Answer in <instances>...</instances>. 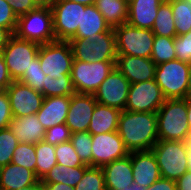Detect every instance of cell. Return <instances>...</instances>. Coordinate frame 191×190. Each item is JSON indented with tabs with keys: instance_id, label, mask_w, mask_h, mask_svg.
I'll return each mask as SVG.
<instances>
[{
	"instance_id": "2",
	"label": "cell",
	"mask_w": 191,
	"mask_h": 190,
	"mask_svg": "<svg viewBox=\"0 0 191 190\" xmlns=\"http://www.w3.org/2000/svg\"><path fill=\"white\" fill-rule=\"evenodd\" d=\"M156 114L158 140H188L187 98L166 99Z\"/></svg>"
},
{
	"instance_id": "10",
	"label": "cell",
	"mask_w": 191,
	"mask_h": 190,
	"mask_svg": "<svg viewBox=\"0 0 191 190\" xmlns=\"http://www.w3.org/2000/svg\"><path fill=\"white\" fill-rule=\"evenodd\" d=\"M49 5L56 41H69L81 28L82 11L86 6L69 0H51Z\"/></svg>"
},
{
	"instance_id": "40",
	"label": "cell",
	"mask_w": 191,
	"mask_h": 190,
	"mask_svg": "<svg viewBox=\"0 0 191 190\" xmlns=\"http://www.w3.org/2000/svg\"><path fill=\"white\" fill-rule=\"evenodd\" d=\"M176 59L191 64V31L174 37Z\"/></svg>"
},
{
	"instance_id": "48",
	"label": "cell",
	"mask_w": 191,
	"mask_h": 190,
	"mask_svg": "<svg viewBox=\"0 0 191 190\" xmlns=\"http://www.w3.org/2000/svg\"><path fill=\"white\" fill-rule=\"evenodd\" d=\"M48 190H75L74 187L64 183H45Z\"/></svg>"
},
{
	"instance_id": "24",
	"label": "cell",
	"mask_w": 191,
	"mask_h": 190,
	"mask_svg": "<svg viewBox=\"0 0 191 190\" xmlns=\"http://www.w3.org/2000/svg\"><path fill=\"white\" fill-rule=\"evenodd\" d=\"M112 27L105 21L103 15L97 10L95 5H88L82 11L81 28L77 29L72 38H82L93 41L97 34L110 31Z\"/></svg>"
},
{
	"instance_id": "57",
	"label": "cell",
	"mask_w": 191,
	"mask_h": 190,
	"mask_svg": "<svg viewBox=\"0 0 191 190\" xmlns=\"http://www.w3.org/2000/svg\"><path fill=\"white\" fill-rule=\"evenodd\" d=\"M42 3H49L51 0H40Z\"/></svg>"
},
{
	"instance_id": "23",
	"label": "cell",
	"mask_w": 191,
	"mask_h": 190,
	"mask_svg": "<svg viewBox=\"0 0 191 190\" xmlns=\"http://www.w3.org/2000/svg\"><path fill=\"white\" fill-rule=\"evenodd\" d=\"M38 180L32 170L14 163L0 168V190H17L34 185Z\"/></svg>"
},
{
	"instance_id": "51",
	"label": "cell",
	"mask_w": 191,
	"mask_h": 190,
	"mask_svg": "<svg viewBox=\"0 0 191 190\" xmlns=\"http://www.w3.org/2000/svg\"><path fill=\"white\" fill-rule=\"evenodd\" d=\"M75 3L83 4L85 6L94 5L96 0H69Z\"/></svg>"
},
{
	"instance_id": "41",
	"label": "cell",
	"mask_w": 191,
	"mask_h": 190,
	"mask_svg": "<svg viewBox=\"0 0 191 190\" xmlns=\"http://www.w3.org/2000/svg\"><path fill=\"white\" fill-rule=\"evenodd\" d=\"M17 20L18 17L13 12L10 3L0 0V27L8 29L14 35Z\"/></svg>"
},
{
	"instance_id": "29",
	"label": "cell",
	"mask_w": 191,
	"mask_h": 190,
	"mask_svg": "<svg viewBox=\"0 0 191 190\" xmlns=\"http://www.w3.org/2000/svg\"><path fill=\"white\" fill-rule=\"evenodd\" d=\"M154 35L162 37H176L175 21L173 19V12L171 4L165 0L159 7L157 17L152 28Z\"/></svg>"
},
{
	"instance_id": "30",
	"label": "cell",
	"mask_w": 191,
	"mask_h": 190,
	"mask_svg": "<svg viewBox=\"0 0 191 190\" xmlns=\"http://www.w3.org/2000/svg\"><path fill=\"white\" fill-rule=\"evenodd\" d=\"M171 4L175 21L176 36L191 31V2L184 0H167Z\"/></svg>"
},
{
	"instance_id": "9",
	"label": "cell",
	"mask_w": 191,
	"mask_h": 190,
	"mask_svg": "<svg viewBox=\"0 0 191 190\" xmlns=\"http://www.w3.org/2000/svg\"><path fill=\"white\" fill-rule=\"evenodd\" d=\"M116 62H84L73 60L71 81L75 93L94 94L106 77L115 69Z\"/></svg>"
},
{
	"instance_id": "58",
	"label": "cell",
	"mask_w": 191,
	"mask_h": 190,
	"mask_svg": "<svg viewBox=\"0 0 191 190\" xmlns=\"http://www.w3.org/2000/svg\"><path fill=\"white\" fill-rule=\"evenodd\" d=\"M128 4L130 3V2H132V1H134V0H125Z\"/></svg>"
},
{
	"instance_id": "12",
	"label": "cell",
	"mask_w": 191,
	"mask_h": 190,
	"mask_svg": "<svg viewBox=\"0 0 191 190\" xmlns=\"http://www.w3.org/2000/svg\"><path fill=\"white\" fill-rule=\"evenodd\" d=\"M166 98L155 79L130 84L125 110L156 113Z\"/></svg>"
},
{
	"instance_id": "35",
	"label": "cell",
	"mask_w": 191,
	"mask_h": 190,
	"mask_svg": "<svg viewBox=\"0 0 191 190\" xmlns=\"http://www.w3.org/2000/svg\"><path fill=\"white\" fill-rule=\"evenodd\" d=\"M75 190H106L104 173L101 167H89L81 180L78 182Z\"/></svg>"
},
{
	"instance_id": "19",
	"label": "cell",
	"mask_w": 191,
	"mask_h": 190,
	"mask_svg": "<svg viewBox=\"0 0 191 190\" xmlns=\"http://www.w3.org/2000/svg\"><path fill=\"white\" fill-rule=\"evenodd\" d=\"M101 168L104 173L106 190H122L134 184L131 152L129 155L121 159H116Z\"/></svg>"
},
{
	"instance_id": "56",
	"label": "cell",
	"mask_w": 191,
	"mask_h": 190,
	"mask_svg": "<svg viewBox=\"0 0 191 190\" xmlns=\"http://www.w3.org/2000/svg\"><path fill=\"white\" fill-rule=\"evenodd\" d=\"M189 127H190V133H189V137H188V144H191V124H189Z\"/></svg>"
},
{
	"instance_id": "4",
	"label": "cell",
	"mask_w": 191,
	"mask_h": 190,
	"mask_svg": "<svg viewBox=\"0 0 191 190\" xmlns=\"http://www.w3.org/2000/svg\"><path fill=\"white\" fill-rule=\"evenodd\" d=\"M163 178L176 181L189 171L188 142L174 140H158L151 149Z\"/></svg>"
},
{
	"instance_id": "1",
	"label": "cell",
	"mask_w": 191,
	"mask_h": 190,
	"mask_svg": "<svg viewBox=\"0 0 191 190\" xmlns=\"http://www.w3.org/2000/svg\"><path fill=\"white\" fill-rule=\"evenodd\" d=\"M117 132L129 152L151 150L158 141L157 114L123 110Z\"/></svg>"
},
{
	"instance_id": "44",
	"label": "cell",
	"mask_w": 191,
	"mask_h": 190,
	"mask_svg": "<svg viewBox=\"0 0 191 190\" xmlns=\"http://www.w3.org/2000/svg\"><path fill=\"white\" fill-rule=\"evenodd\" d=\"M12 82L13 79L9 75L4 56L0 52V90H6Z\"/></svg>"
},
{
	"instance_id": "34",
	"label": "cell",
	"mask_w": 191,
	"mask_h": 190,
	"mask_svg": "<svg viewBox=\"0 0 191 190\" xmlns=\"http://www.w3.org/2000/svg\"><path fill=\"white\" fill-rule=\"evenodd\" d=\"M18 81L43 94L46 75L41 69L38 56L32 61L31 66Z\"/></svg>"
},
{
	"instance_id": "5",
	"label": "cell",
	"mask_w": 191,
	"mask_h": 190,
	"mask_svg": "<svg viewBox=\"0 0 191 190\" xmlns=\"http://www.w3.org/2000/svg\"><path fill=\"white\" fill-rule=\"evenodd\" d=\"M73 58L84 62H116V37L114 29L97 34L93 41L71 38Z\"/></svg>"
},
{
	"instance_id": "21",
	"label": "cell",
	"mask_w": 191,
	"mask_h": 190,
	"mask_svg": "<svg viewBox=\"0 0 191 190\" xmlns=\"http://www.w3.org/2000/svg\"><path fill=\"white\" fill-rule=\"evenodd\" d=\"M8 127L19 143L37 144L45 138L46 129L42 126L36 114L12 117Z\"/></svg>"
},
{
	"instance_id": "11",
	"label": "cell",
	"mask_w": 191,
	"mask_h": 190,
	"mask_svg": "<svg viewBox=\"0 0 191 190\" xmlns=\"http://www.w3.org/2000/svg\"><path fill=\"white\" fill-rule=\"evenodd\" d=\"M40 45L22 40L13 35L1 51L4 56L9 75L18 81L37 57Z\"/></svg>"
},
{
	"instance_id": "43",
	"label": "cell",
	"mask_w": 191,
	"mask_h": 190,
	"mask_svg": "<svg viewBox=\"0 0 191 190\" xmlns=\"http://www.w3.org/2000/svg\"><path fill=\"white\" fill-rule=\"evenodd\" d=\"M10 3L13 12L17 17L35 10L42 4L40 0H5Z\"/></svg>"
},
{
	"instance_id": "26",
	"label": "cell",
	"mask_w": 191,
	"mask_h": 190,
	"mask_svg": "<svg viewBox=\"0 0 191 190\" xmlns=\"http://www.w3.org/2000/svg\"><path fill=\"white\" fill-rule=\"evenodd\" d=\"M94 5L110 27L127 23L129 6L125 0H96Z\"/></svg>"
},
{
	"instance_id": "7",
	"label": "cell",
	"mask_w": 191,
	"mask_h": 190,
	"mask_svg": "<svg viewBox=\"0 0 191 190\" xmlns=\"http://www.w3.org/2000/svg\"><path fill=\"white\" fill-rule=\"evenodd\" d=\"M113 29L116 37L117 55L151 58L155 36L151 29L134 27L128 23Z\"/></svg>"
},
{
	"instance_id": "31",
	"label": "cell",
	"mask_w": 191,
	"mask_h": 190,
	"mask_svg": "<svg viewBox=\"0 0 191 190\" xmlns=\"http://www.w3.org/2000/svg\"><path fill=\"white\" fill-rule=\"evenodd\" d=\"M176 59L174 38L155 35L151 60L156 64Z\"/></svg>"
},
{
	"instance_id": "20",
	"label": "cell",
	"mask_w": 191,
	"mask_h": 190,
	"mask_svg": "<svg viewBox=\"0 0 191 190\" xmlns=\"http://www.w3.org/2000/svg\"><path fill=\"white\" fill-rule=\"evenodd\" d=\"M70 106V96H51L44 98L36 116L45 129L66 121Z\"/></svg>"
},
{
	"instance_id": "53",
	"label": "cell",
	"mask_w": 191,
	"mask_h": 190,
	"mask_svg": "<svg viewBox=\"0 0 191 190\" xmlns=\"http://www.w3.org/2000/svg\"><path fill=\"white\" fill-rule=\"evenodd\" d=\"M187 159H188L189 171H191V144H188V155H187Z\"/></svg>"
},
{
	"instance_id": "39",
	"label": "cell",
	"mask_w": 191,
	"mask_h": 190,
	"mask_svg": "<svg viewBox=\"0 0 191 190\" xmlns=\"http://www.w3.org/2000/svg\"><path fill=\"white\" fill-rule=\"evenodd\" d=\"M71 134L72 132L69 127L63 123L46 129L44 140L47 143L56 146L57 144L70 141Z\"/></svg>"
},
{
	"instance_id": "33",
	"label": "cell",
	"mask_w": 191,
	"mask_h": 190,
	"mask_svg": "<svg viewBox=\"0 0 191 190\" xmlns=\"http://www.w3.org/2000/svg\"><path fill=\"white\" fill-rule=\"evenodd\" d=\"M75 93L72 85L71 77H59L51 79L46 75V81L43 88V96L45 98L51 96H71Z\"/></svg>"
},
{
	"instance_id": "8",
	"label": "cell",
	"mask_w": 191,
	"mask_h": 190,
	"mask_svg": "<svg viewBox=\"0 0 191 190\" xmlns=\"http://www.w3.org/2000/svg\"><path fill=\"white\" fill-rule=\"evenodd\" d=\"M41 69L51 79L71 77L73 52L68 41L40 45L38 55Z\"/></svg>"
},
{
	"instance_id": "54",
	"label": "cell",
	"mask_w": 191,
	"mask_h": 190,
	"mask_svg": "<svg viewBox=\"0 0 191 190\" xmlns=\"http://www.w3.org/2000/svg\"><path fill=\"white\" fill-rule=\"evenodd\" d=\"M122 190H145L143 187L139 186L138 184H133L131 187L129 188H124Z\"/></svg>"
},
{
	"instance_id": "27",
	"label": "cell",
	"mask_w": 191,
	"mask_h": 190,
	"mask_svg": "<svg viewBox=\"0 0 191 190\" xmlns=\"http://www.w3.org/2000/svg\"><path fill=\"white\" fill-rule=\"evenodd\" d=\"M89 167L85 164L79 167H68L57 163L41 181L43 183H64L75 188Z\"/></svg>"
},
{
	"instance_id": "25",
	"label": "cell",
	"mask_w": 191,
	"mask_h": 190,
	"mask_svg": "<svg viewBox=\"0 0 191 190\" xmlns=\"http://www.w3.org/2000/svg\"><path fill=\"white\" fill-rule=\"evenodd\" d=\"M121 110L97 103L88 132L92 135L117 131Z\"/></svg>"
},
{
	"instance_id": "38",
	"label": "cell",
	"mask_w": 191,
	"mask_h": 190,
	"mask_svg": "<svg viewBox=\"0 0 191 190\" xmlns=\"http://www.w3.org/2000/svg\"><path fill=\"white\" fill-rule=\"evenodd\" d=\"M55 156L58 164L68 167L83 166V162L77 155L70 141L55 146Z\"/></svg>"
},
{
	"instance_id": "45",
	"label": "cell",
	"mask_w": 191,
	"mask_h": 190,
	"mask_svg": "<svg viewBox=\"0 0 191 190\" xmlns=\"http://www.w3.org/2000/svg\"><path fill=\"white\" fill-rule=\"evenodd\" d=\"M145 190H177L176 181L160 177Z\"/></svg>"
},
{
	"instance_id": "49",
	"label": "cell",
	"mask_w": 191,
	"mask_h": 190,
	"mask_svg": "<svg viewBox=\"0 0 191 190\" xmlns=\"http://www.w3.org/2000/svg\"><path fill=\"white\" fill-rule=\"evenodd\" d=\"M33 190H48L47 185L43 183L41 180H38L34 185H33Z\"/></svg>"
},
{
	"instance_id": "32",
	"label": "cell",
	"mask_w": 191,
	"mask_h": 190,
	"mask_svg": "<svg viewBox=\"0 0 191 190\" xmlns=\"http://www.w3.org/2000/svg\"><path fill=\"white\" fill-rule=\"evenodd\" d=\"M70 142L83 164L92 167V134L88 131L72 133Z\"/></svg>"
},
{
	"instance_id": "52",
	"label": "cell",
	"mask_w": 191,
	"mask_h": 190,
	"mask_svg": "<svg viewBox=\"0 0 191 190\" xmlns=\"http://www.w3.org/2000/svg\"><path fill=\"white\" fill-rule=\"evenodd\" d=\"M188 97H191V64L188 73Z\"/></svg>"
},
{
	"instance_id": "3",
	"label": "cell",
	"mask_w": 191,
	"mask_h": 190,
	"mask_svg": "<svg viewBox=\"0 0 191 190\" xmlns=\"http://www.w3.org/2000/svg\"><path fill=\"white\" fill-rule=\"evenodd\" d=\"M14 35L39 45L56 41L49 3H42L35 10L19 16Z\"/></svg>"
},
{
	"instance_id": "46",
	"label": "cell",
	"mask_w": 191,
	"mask_h": 190,
	"mask_svg": "<svg viewBox=\"0 0 191 190\" xmlns=\"http://www.w3.org/2000/svg\"><path fill=\"white\" fill-rule=\"evenodd\" d=\"M177 190H191V171L176 180Z\"/></svg>"
},
{
	"instance_id": "50",
	"label": "cell",
	"mask_w": 191,
	"mask_h": 190,
	"mask_svg": "<svg viewBox=\"0 0 191 190\" xmlns=\"http://www.w3.org/2000/svg\"><path fill=\"white\" fill-rule=\"evenodd\" d=\"M187 120L191 124V97H187Z\"/></svg>"
},
{
	"instance_id": "14",
	"label": "cell",
	"mask_w": 191,
	"mask_h": 190,
	"mask_svg": "<svg viewBox=\"0 0 191 190\" xmlns=\"http://www.w3.org/2000/svg\"><path fill=\"white\" fill-rule=\"evenodd\" d=\"M130 82L116 68L101 83L93 94L102 105L125 110Z\"/></svg>"
},
{
	"instance_id": "17",
	"label": "cell",
	"mask_w": 191,
	"mask_h": 190,
	"mask_svg": "<svg viewBox=\"0 0 191 190\" xmlns=\"http://www.w3.org/2000/svg\"><path fill=\"white\" fill-rule=\"evenodd\" d=\"M115 68L133 84L155 79L157 65L151 58L117 55Z\"/></svg>"
},
{
	"instance_id": "28",
	"label": "cell",
	"mask_w": 191,
	"mask_h": 190,
	"mask_svg": "<svg viewBox=\"0 0 191 190\" xmlns=\"http://www.w3.org/2000/svg\"><path fill=\"white\" fill-rule=\"evenodd\" d=\"M35 151V175L39 180H41L52 167L57 165L55 146L43 140L35 144Z\"/></svg>"
},
{
	"instance_id": "42",
	"label": "cell",
	"mask_w": 191,
	"mask_h": 190,
	"mask_svg": "<svg viewBox=\"0 0 191 190\" xmlns=\"http://www.w3.org/2000/svg\"><path fill=\"white\" fill-rule=\"evenodd\" d=\"M12 117L9 96L6 90H0V129L7 128Z\"/></svg>"
},
{
	"instance_id": "22",
	"label": "cell",
	"mask_w": 191,
	"mask_h": 190,
	"mask_svg": "<svg viewBox=\"0 0 191 190\" xmlns=\"http://www.w3.org/2000/svg\"><path fill=\"white\" fill-rule=\"evenodd\" d=\"M165 0H134L128 4V21L131 26L151 29L157 17L158 7Z\"/></svg>"
},
{
	"instance_id": "16",
	"label": "cell",
	"mask_w": 191,
	"mask_h": 190,
	"mask_svg": "<svg viewBox=\"0 0 191 190\" xmlns=\"http://www.w3.org/2000/svg\"><path fill=\"white\" fill-rule=\"evenodd\" d=\"M97 103L93 94L74 93L70 96V106L65 124L72 133L88 131Z\"/></svg>"
},
{
	"instance_id": "47",
	"label": "cell",
	"mask_w": 191,
	"mask_h": 190,
	"mask_svg": "<svg viewBox=\"0 0 191 190\" xmlns=\"http://www.w3.org/2000/svg\"><path fill=\"white\" fill-rule=\"evenodd\" d=\"M12 36L13 34L8 29L0 27V52L5 48Z\"/></svg>"
},
{
	"instance_id": "6",
	"label": "cell",
	"mask_w": 191,
	"mask_h": 190,
	"mask_svg": "<svg viewBox=\"0 0 191 190\" xmlns=\"http://www.w3.org/2000/svg\"><path fill=\"white\" fill-rule=\"evenodd\" d=\"M189 68V63L178 59L157 65L155 81L166 99L188 97Z\"/></svg>"
},
{
	"instance_id": "36",
	"label": "cell",
	"mask_w": 191,
	"mask_h": 190,
	"mask_svg": "<svg viewBox=\"0 0 191 190\" xmlns=\"http://www.w3.org/2000/svg\"><path fill=\"white\" fill-rule=\"evenodd\" d=\"M19 141L9 127L0 129V168L11 163Z\"/></svg>"
},
{
	"instance_id": "18",
	"label": "cell",
	"mask_w": 191,
	"mask_h": 190,
	"mask_svg": "<svg viewBox=\"0 0 191 190\" xmlns=\"http://www.w3.org/2000/svg\"><path fill=\"white\" fill-rule=\"evenodd\" d=\"M133 181L146 189L161 175L156 157L152 150L131 152Z\"/></svg>"
},
{
	"instance_id": "13",
	"label": "cell",
	"mask_w": 191,
	"mask_h": 190,
	"mask_svg": "<svg viewBox=\"0 0 191 190\" xmlns=\"http://www.w3.org/2000/svg\"><path fill=\"white\" fill-rule=\"evenodd\" d=\"M92 167H102L129 155L117 131L92 135Z\"/></svg>"
},
{
	"instance_id": "55",
	"label": "cell",
	"mask_w": 191,
	"mask_h": 190,
	"mask_svg": "<svg viewBox=\"0 0 191 190\" xmlns=\"http://www.w3.org/2000/svg\"><path fill=\"white\" fill-rule=\"evenodd\" d=\"M17 190H33V185L26 186V187H23V188H20V189H17Z\"/></svg>"
},
{
	"instance_id": "37",
	"label": "cell",
	"mask_w": 191,
	"mask_h": 190,
	"mask_svg": "<svg viewBox=\"0 0 191 190\" xmlns=\"http://www.w3.org/2000/svg\"><path fill=\"white\" fill-rule=\"evenodd\" d=\"M11 163L23 166L35 173L36 151L35 144L19 143L12 157Z\"/></svg>"
},
{
	"instance_id": "15",
	"label": "cell",
	"mask_w": 191,
	"mask_h": 190,
	"mask_svg": "<svg viewBox=\"0 0 191 190\" xmlns=\"http://www.w3.org/2000/svg\"><path fill=\"white\" fill-rule=\"evenodd\" d=\"M13 117L36 114L41 108L44 96L19 81H13L6 89Z\"/></svg>"
}]
</instances>
